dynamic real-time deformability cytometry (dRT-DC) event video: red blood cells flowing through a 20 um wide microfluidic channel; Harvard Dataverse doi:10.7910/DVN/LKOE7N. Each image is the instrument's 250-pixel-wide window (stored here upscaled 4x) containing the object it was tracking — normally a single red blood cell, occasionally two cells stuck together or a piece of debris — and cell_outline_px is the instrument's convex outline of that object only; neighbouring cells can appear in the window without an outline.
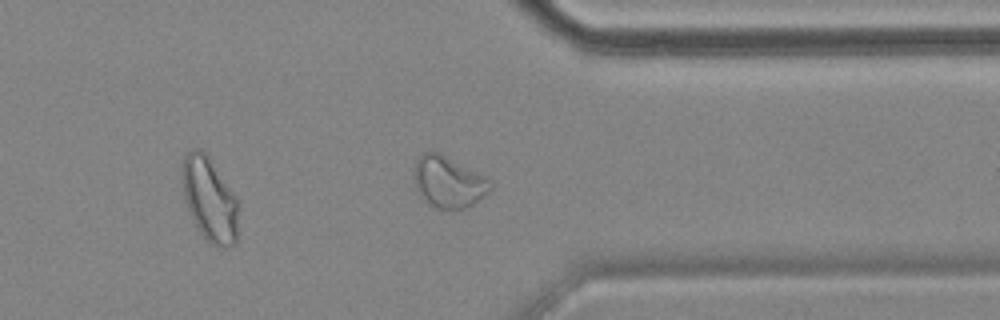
{"species": "common noctule bat (a hibernating species)", "species_latin": "Nyctalus noctula", "temperature_condition": "cold", "stored_images_in_passage": 48, "camera_frame_rate_fps": 3000, "um_per_image_px": 0.085, "animal": {"sex": "female", "body_mass_g": 18.4}, "frame": {"image": 1, "passage_image": 35, "time_ms": 11.333, "image_size_px": [1000, 320], "cell_outline_px": [[492, 188], [488, 192], [472, 204], [464, 208], [436, 208], [428, 204], [420, 196], [416, 188], [412, 176], [416, 160], [424, 152], [436, 152], [492, 180]], "centroid_in_image_um": [38.07, 15.48], "position_along_channel_um": 373.3, "area_um2": 22.43}, "authors_computed_cell_mechanics": {"area_um2": 22.3397, "velocity_mm_per_s": 3.4801, "shape_relaxation_time_tau1_ms": null, "shape_relaxation_time_tau2_ms": 1.9895, "deformation_change_tau1": null, "deformation_change_tau2": 0.0831}}